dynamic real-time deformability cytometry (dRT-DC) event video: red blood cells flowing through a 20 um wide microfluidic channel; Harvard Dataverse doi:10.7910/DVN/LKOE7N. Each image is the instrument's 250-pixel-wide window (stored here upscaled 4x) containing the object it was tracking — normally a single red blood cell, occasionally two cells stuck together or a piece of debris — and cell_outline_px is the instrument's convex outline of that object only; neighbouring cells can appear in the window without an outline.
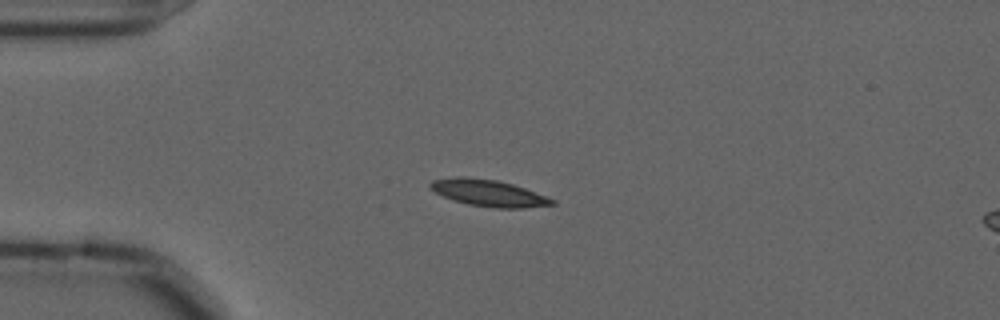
{"species": "common noctule bat (a hibernating species)", "species_latin": "Nyctalus noctula", "temperature_condition": "cold", "stored_images_in_passage": 44, "camera_frame_rate_fps": 3000, "um_per_image_px": 0.085, "animal": {"sex": "male", "forearm_length_mm": 52.5}, "frame": {"image": 1, "passage_image": 1, "time_ms": 0.0, "image_size_px": [1000, 320], "cell_outline_px": [[556, 204], [524, 208], [496, 208], [468, 204], [444, 196], [428, 188], [428, 184], [432, 180], [456, 176], [464, 176], [496, 180], [512, 184], [548, 196], [556, 200]], "centroid_in_image_um": [41.54, 16.4], "position_along_channel_um": 43.5, "area_um2": 18.9}}
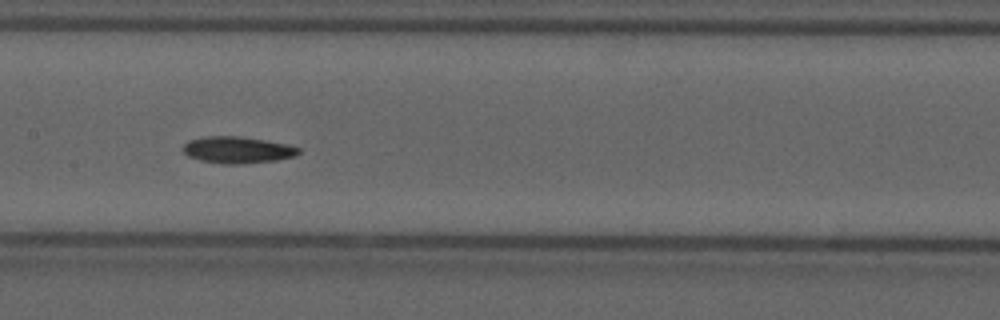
{"frame": {"image": 2, "passage_image": 15, "time_ms": 4.667, "image_size_px": [1000, 320], "cell_outline_px": [[300, 152], [296, 156], [276, 160], [236, 164], [220, 164], [200, 160], [188, 156], [184, 152], [184, 144], [188, 140], [204, 136], [240, 136], [288, 144], [300, 148]], "centroid_in_image_um": [20.18, 12.74], "position_along_channel_um": 187.2, "area_um2": 17.98}}
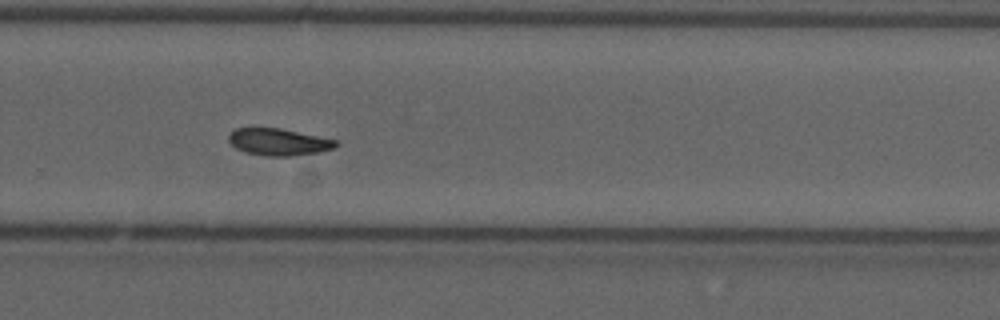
{"frame": {"image": 3, "passage_image": 25, "time_ms": 8.0, "image_size_px": [1000, 320], "cell_outline_px": [[340, 144], [332, 148], [320, 152], [292, 156], [268, 156], [244, 152], [236, 148], [228, 140], [228, 136], [236, 128], [280, 128], [340, 140]], "centroid_in_image_um": [23.73, 12.07], "position_along_channel_um": 306.1, "area_um2": 16.94}, "authors_computed_cell_mechanics": {"area_um2": 17.1377, "velocity_mm_per_s": 3.5894, "shape_relaxation_time_tau1_ms": 10.2092, "shape_relaxation_time_tau2_ms": null, "deformation_change_tau1": 0.1772, "deformation_change_tau2": null}}